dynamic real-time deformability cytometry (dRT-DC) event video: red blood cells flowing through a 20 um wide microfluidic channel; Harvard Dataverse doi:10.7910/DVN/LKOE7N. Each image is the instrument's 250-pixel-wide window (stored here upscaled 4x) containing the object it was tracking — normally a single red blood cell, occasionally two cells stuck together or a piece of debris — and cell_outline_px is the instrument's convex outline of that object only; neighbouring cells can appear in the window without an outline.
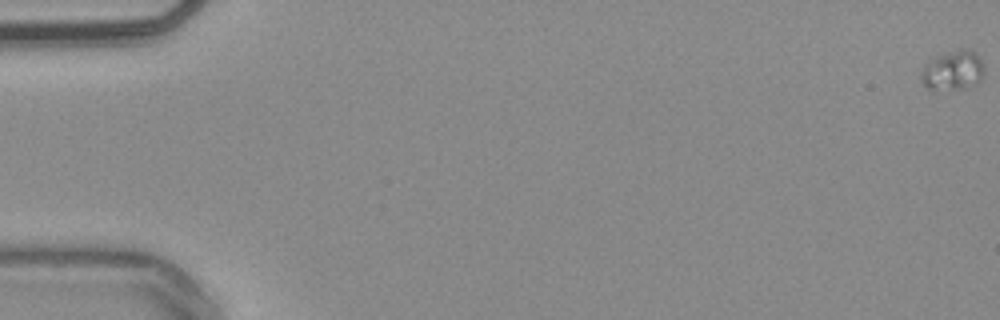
{"species": "common noctule bat (a hibernating species)", "species_latin": "Nyctalus noctula", "temperature_condition": "warm", "stored_images_in_passage": 56, "camera_frame_rate_fps": 3000, "um_per_image_px": 0.085, "animal": {"sex": "male", "body_mass_g": 20.4}, "frame": {"image": 1, "passage_image": 1, "time_ms": 0.0, "image_size_px": [1000, 320], "cell_outline_px": [[984, 72], [980, 80], [976, 84], [960, 88], [928, 88], [920, 80], [920, 72], [924, 64], [936, 56], [960, 48], [968, 48], [976, 52], [984, 68]], "centroid_in_image_um": [80.99, 5.94], "position_along_channel_um": 4.0, "area_um2": 14.39}}
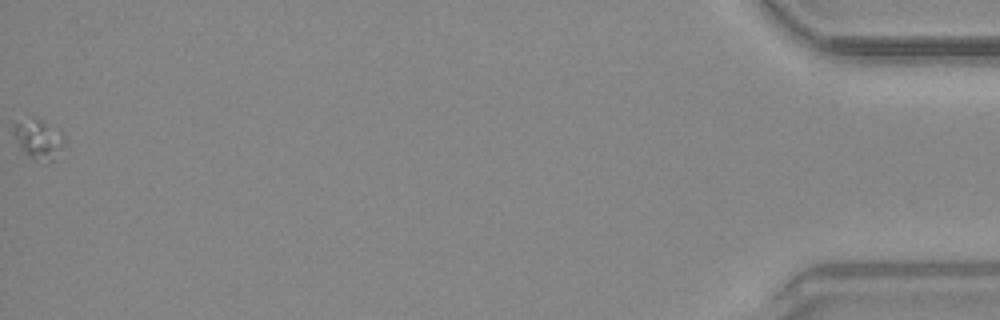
{"frame": {"image": 2, "passage_image": 56, "time_ms": 18.333, "image_size_px": [1000, 320], "cell_outline_px": [[64, 140], [60, 148], [52, 160], [48, 164], [36, 160], [24, 152], [20, 148], [12, 132], [12, 120], [28, 112], [64, 136]], "centroid_in_image_um": [3.12, 11.72], "position_along_channel_um": 432.1, "area_um2": 12.08}}